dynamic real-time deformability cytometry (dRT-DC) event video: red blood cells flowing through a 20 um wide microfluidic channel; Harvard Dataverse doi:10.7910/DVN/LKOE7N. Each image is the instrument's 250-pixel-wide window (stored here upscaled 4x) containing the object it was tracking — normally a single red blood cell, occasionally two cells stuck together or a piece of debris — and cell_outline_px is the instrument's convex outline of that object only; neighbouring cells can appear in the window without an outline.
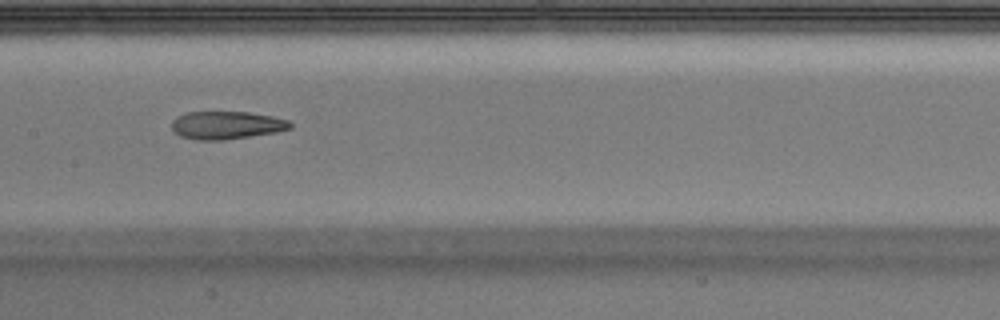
{"species": "Egyptian fruit bat (a non-hibernating species)", "species_latin": "Rousettus aegyptiacus", "temperature_condition": "warm", "stored_images_in_passage": 45, "camera_frame_rate_fps": 3000, "um_per_image_px": 0.085, "animal": {"sex": "male"}, "frame": {"image": 1, "passage_image": 26, "time_ms": 8.333, "image_size_px": [1000, 320], "cell_outline_px": [[292, 128], [276, 132], [220, 140], [196, 140], [180, 136], [172, 128], [172, 120], [188, 112], [248, 112], [272, 116], [288, 120], [292, 124]], "centroid_in_image_um": [19.27, 10.64], "position_along_channel_um": 188.1, "area_um2": 19.02}}